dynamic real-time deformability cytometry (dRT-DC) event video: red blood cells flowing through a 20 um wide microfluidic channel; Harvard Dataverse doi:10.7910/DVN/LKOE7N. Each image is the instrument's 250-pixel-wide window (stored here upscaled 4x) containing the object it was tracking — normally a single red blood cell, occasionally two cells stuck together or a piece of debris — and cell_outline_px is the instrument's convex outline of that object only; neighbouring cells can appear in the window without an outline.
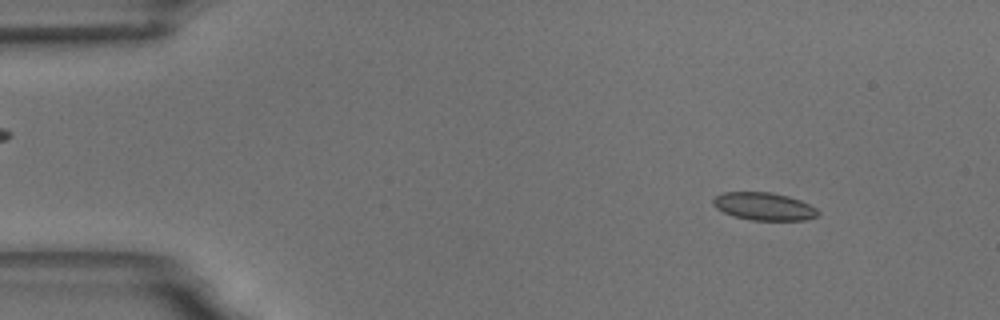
{"species": "common noctule bat (a hibernating species)", "species_latin": "Nyctalus noctula", "temperature_condition": "room temperature", "stored_images_in_passage": 58, "camera_frame_rate_fps": 3000, "um_per_image_px": 0.085, "animal": {"sex": "male", "body_mass_g": 18.8}, "frame": {"image": 1, "passage_image": 7, "time_ms": 2.0, "image_size_px": [1000, 320], "cell_outline_px": [[820, 216], [804, 220], [752, 220], [736, 216], [724, 212], [716, 208], [712, 204], [712, 200], [716, 196], [724, 192], [772, 192], [788, 196], [800, 200], [816, 208], [820, 212]], "centroid_in_image_um": [64.96, 17.54], "position_along_channel_um": 20.0, "area_um2": 16.94}}
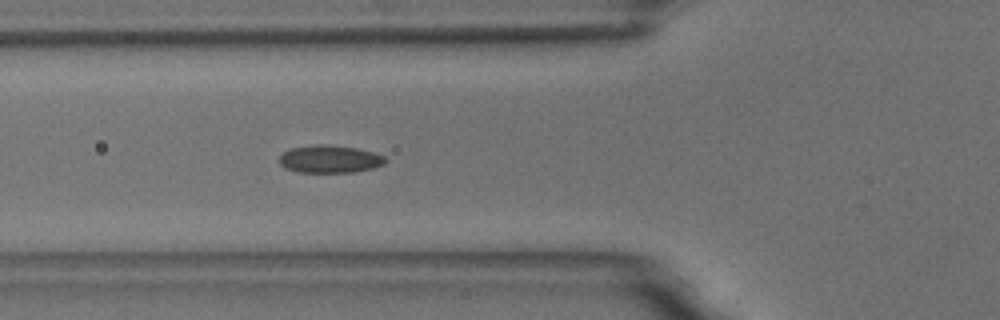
{"frame": {"image": 2, "passage_image": 21, "time_ms": 6.667, "image_size_px": [1000, 320], "cell_outline_px": [[388, 160], [384, 164], [372, 168], [352, 172], [296, 172], [284, 168], [280, 164], [280, 156], [284, 152], [292, 148], [312, 144], [324, 144], [356, 148], [372, 152], [384, 156]], "centroid_in_image_um": [28.02, 13.52], "position_along_channel_um": 97.8, "area_um2": 17.05}}
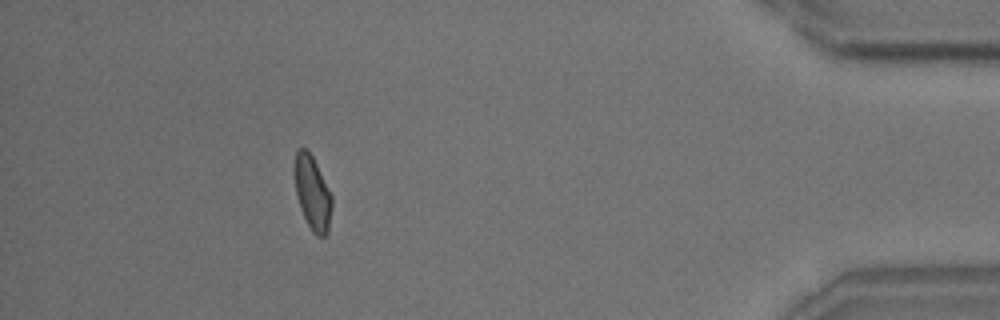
{"frame": {"image": 3, "passage_image": 52, "time_ms": 17.0, "image_size_px": [1000, 320], "cell_outline_px": [[332, 208], [328, 232], [324, 236], [316, 236], [312, 232], [300, 208], [296, 192], [292, 168], [296, 152], [300, 148], [304, 148], [312, 156], [332, 196]], "centroid_in_image_um": [26.53, 16.4], "position_along_channel_um": 408.7, "area_um2": 16.13}, "authors_computed_cell_mechanics": {"area_um2": 16.762, "velocity_mm_per_s": 3.5243, "shape_relaxation_time_tau1_ms": 8.8764, "shape_relaxation_time_tau2_ms": 2.0452, "deformation_change_tau1": 0.1295, "deformation_change_tau2": 0.076}}